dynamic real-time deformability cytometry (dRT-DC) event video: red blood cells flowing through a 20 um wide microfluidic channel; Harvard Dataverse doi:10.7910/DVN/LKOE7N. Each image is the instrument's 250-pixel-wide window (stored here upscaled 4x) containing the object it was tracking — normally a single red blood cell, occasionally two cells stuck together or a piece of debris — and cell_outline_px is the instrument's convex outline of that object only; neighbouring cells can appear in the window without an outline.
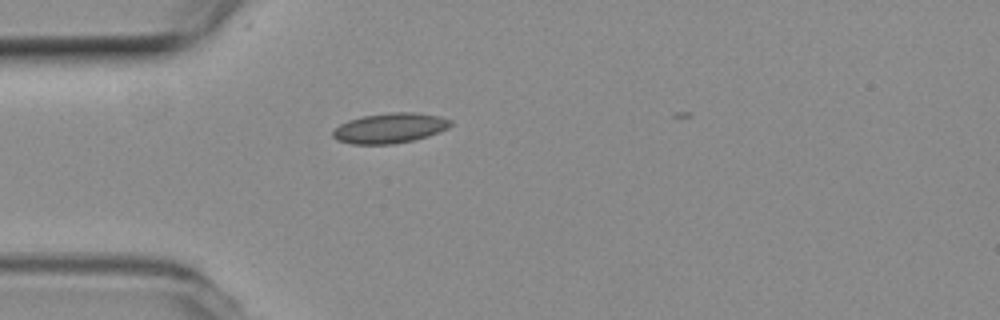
{"species": "common noctule bat (a hibernating species)", "species_latin": "Nyctalus noctula", "temperature_condition": "room temperature", "stored_images_in_passage": 30, "camera_frame_rate_fps": 3000, "um_per_image_px": 0.085, "animal": {"sex": "female", "body_mass_g": 19.3, "forearm_length_mm": 54.1}, "frame": {"image": 1, "passage_image": 1, "time_ms": 0.0, "image_size_px": [1000, 320], "cell_outline_px": [[452, 124], [448, 128], [440, 132], [428, 136], [412, 140], [392, 144], [352, 144], [336, 140], [332, 136], [332, 132], [340, 124], [348, 120], [360, 116], [392, 112], [412, 112], [440, 116], [452, 120]], "centroid_in_image_um": [33.13, 10.88], "position_along_channel_um": 51.9, "area_um2": 20.75}}
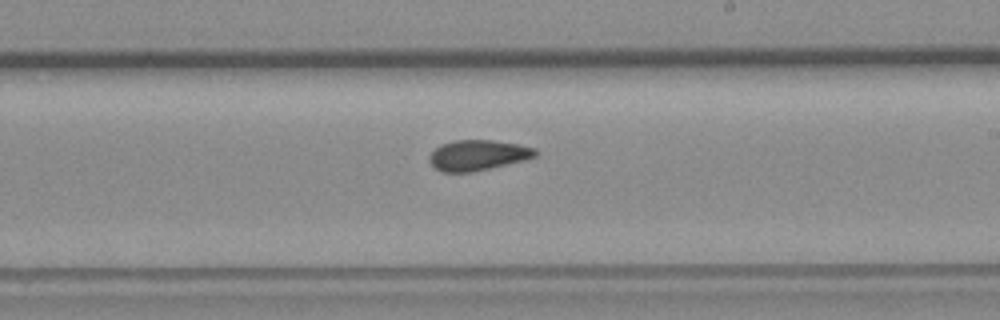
{"frame": {"image": 2, "passage_image": 17, "time_ms": 5.333, "image_size_px": [1000, 320], "cell_outline_px": [[536, 156], [524, 160], [472, 172], [440, 172], [428, 160], [428, 156], [440, 144], [452, 140], [492, 140], [516, 144], [536, 148]], "centroid_in_image_um": [40.57, 13.19], "position_along_channel_um": 248.4, "area_um2": 18.73}}
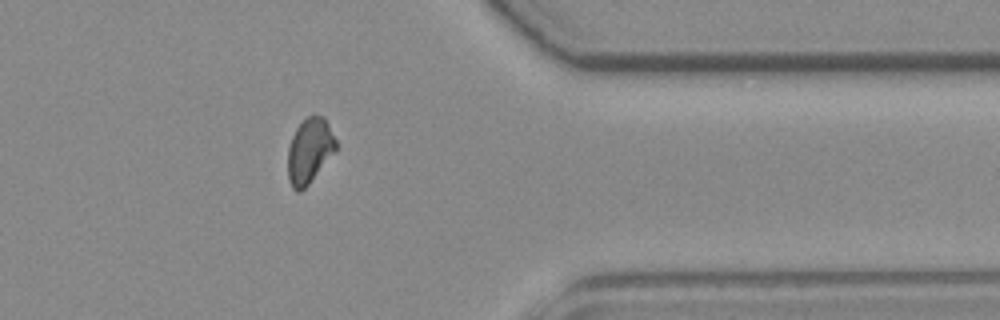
{"frame": {"image": 3, "passage_image": 29, "time_ms": 9.333, "image_size_px": [1000, 320], "cell_outline_px": [[336, 148], [308, 184], [300, 192], [296, 192], [292, 188], [288, 180], [288, 148], [292, 136], [296, 128], [312, 112], [324, 116], [336, 140]], "centroid_in_image_um": [26.28, 12.78], "position_along_channel_um": 385.1, "area_um2": 18.03}}